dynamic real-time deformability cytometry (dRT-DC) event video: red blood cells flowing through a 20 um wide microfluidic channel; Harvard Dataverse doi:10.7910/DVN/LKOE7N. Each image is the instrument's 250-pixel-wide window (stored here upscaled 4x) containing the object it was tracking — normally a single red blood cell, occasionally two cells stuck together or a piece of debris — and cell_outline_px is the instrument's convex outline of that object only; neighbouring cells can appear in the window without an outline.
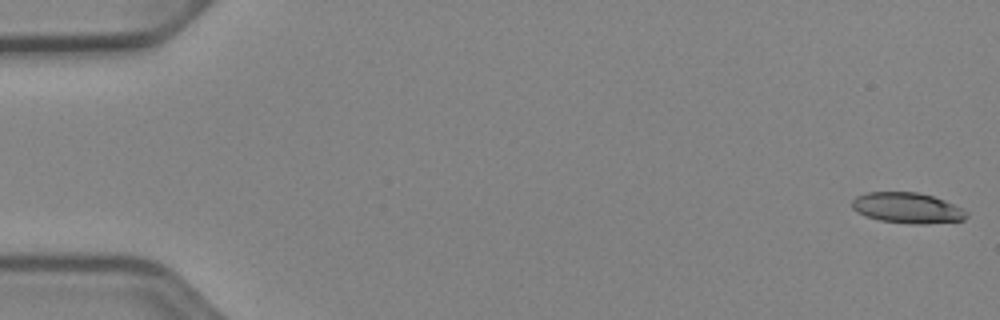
{"species": "Egyptian fruit bat (a non-hibernating species)", "species_latin": "Rousettus aegyptiacus", "temperature_condition": "cold", "stored_images_in_passage": 8, "camera_frame_rate_fps": 3000, "um_per_image_px": 0.085, "animal": {"sex": "female"}, "frame": {"image": 1, "passage_image": 1, "time_ms": 0.0, "image_size_px": [1000, 320], "cell_outline_px": [[968, 216], [964, 220], [920, 224], [912, 224], [880, 220], [864, 216], [856, 212], [852, 208], [852, 200], [856, 196], [868, 192], [916, 192], [932, 196], [944, 200], [964, 208], [968, 212]], "centroid_in_image_um": [77.12, 17.67], "position_along_channel_um": 7.9, "area_um2": 20.52}}